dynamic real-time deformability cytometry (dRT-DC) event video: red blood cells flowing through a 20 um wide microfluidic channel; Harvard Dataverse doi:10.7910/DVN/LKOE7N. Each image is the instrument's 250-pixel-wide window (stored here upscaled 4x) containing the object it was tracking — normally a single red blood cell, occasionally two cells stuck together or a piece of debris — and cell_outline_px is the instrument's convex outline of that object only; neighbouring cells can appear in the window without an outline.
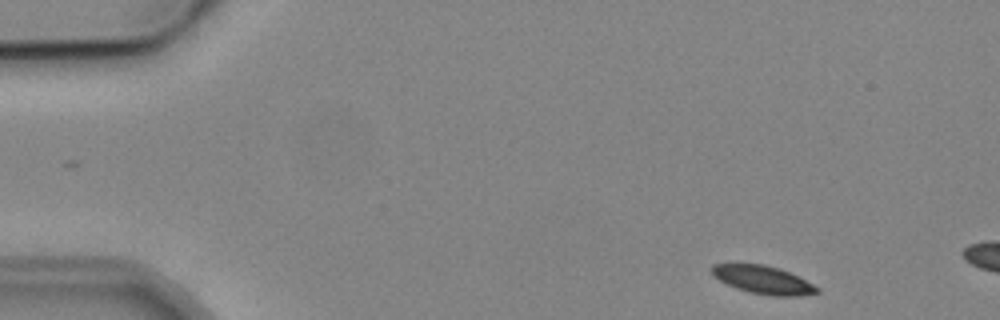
{"species": "common noctule bat (a hibernating species)", "species_latin": "Nyctalus noctula", "temperature_condition": "cold", "stored_images_in_passage": 4, "camera_frame_rate_fps": 3000, "um_per_image_px": 0.085, "animal": {"sex": "male", "body_mass_g": 19.2, "forearm_length_mm": 51.8}, "frame": {"image": 1, "passage_image": 4, "time_ms": 3.667, "image_size_px": [1000, 320], "cell_outline_px": [[820, 292], [800, 296], [772, 296], [752, 292], [736, 288], [720, 280], [712, 272], [712, 264], [764, 264], [780, 268], [820, 288]], "centroid_in_image_um": [64.9, 23.79], "position_along_channel_um": 20.1, "area_um2": 16.88}}